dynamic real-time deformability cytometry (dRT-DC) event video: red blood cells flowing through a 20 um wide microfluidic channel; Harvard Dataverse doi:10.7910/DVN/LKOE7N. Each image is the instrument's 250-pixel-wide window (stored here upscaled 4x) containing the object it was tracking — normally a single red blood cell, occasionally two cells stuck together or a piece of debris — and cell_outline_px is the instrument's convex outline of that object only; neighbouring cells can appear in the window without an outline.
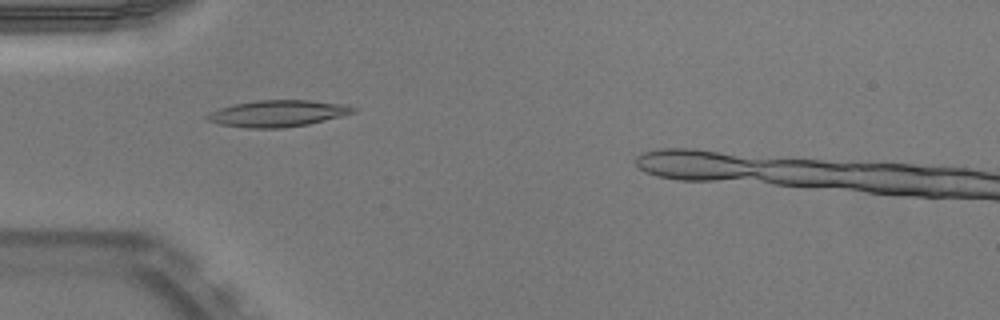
{"species": "Egyptian fruit bat (a non-hibernating species)", "species_latin": "Rousettus aegyptiacus", "temperature_condition": "warm", "stored_images_in_passage": 37, "camera_frame_rate_fps": 3000, "um_per_image_px": 0.085, "animal": {"sex": "male"}, "frame": {"image": 1, "passage_image": 6, "time_ms": 1.667, "image_size_px": [1000, 320], "cell_outline_px": [[356, 112], [308, 124], [284, 128], [244, 128], [220, 124], [208, 120], [204, 116], [208, 112], [232, 104], [256, 100], [308, 100], [344, 104], [356, 108]], "centroid_in_image_um": [23.56, 9.64], "position_along_channel_um": 61.4, "area_um2": 22.6}}